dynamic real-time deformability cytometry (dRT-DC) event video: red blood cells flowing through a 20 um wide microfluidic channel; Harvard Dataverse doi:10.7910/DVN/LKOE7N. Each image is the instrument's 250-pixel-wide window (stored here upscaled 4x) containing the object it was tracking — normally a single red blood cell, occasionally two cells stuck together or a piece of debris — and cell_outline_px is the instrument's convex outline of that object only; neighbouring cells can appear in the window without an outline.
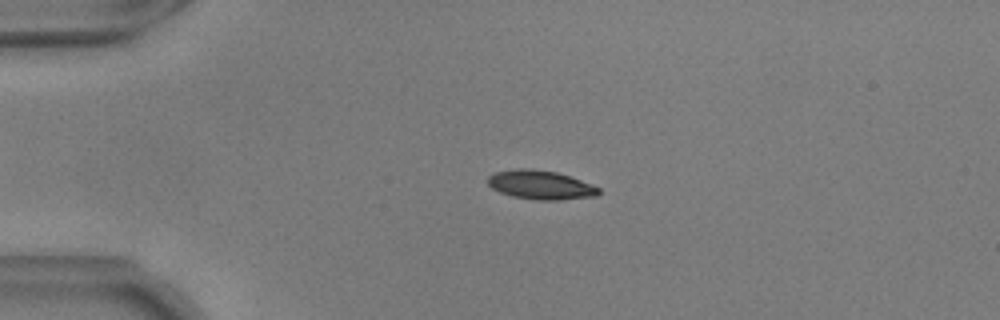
{"species": "common noctule bat (a hibernating species)", "species_latin": "Nyctalus noctula", "temperature_condition": "warm", "stored_images_in_passage": 55, "camera_frame_rate_fps": 3000, "um_per_image_px": 0.085, "animal": {"sex": "male", "body_mass_g": 17.9, "forearm_length_mm": 54.2}, "frame": {"image": 1, "passage_image": 13, "time_ms": 4.0, "image_size_px": [1000, 320], "cell_outline_px": [[600, 192], [596, 196], [560, 200], [536, 200], [512, 196], [500, 192], [492, 188], [488, 184], [488, 176], [496, 172], [520, 168], [524, 168], [556, 172], [592, 184], [600, 188]], "centroid_in_image_um": [45.96, 15.73], "position_along_channel_um": 39.0, "area_um2": 18.55}}
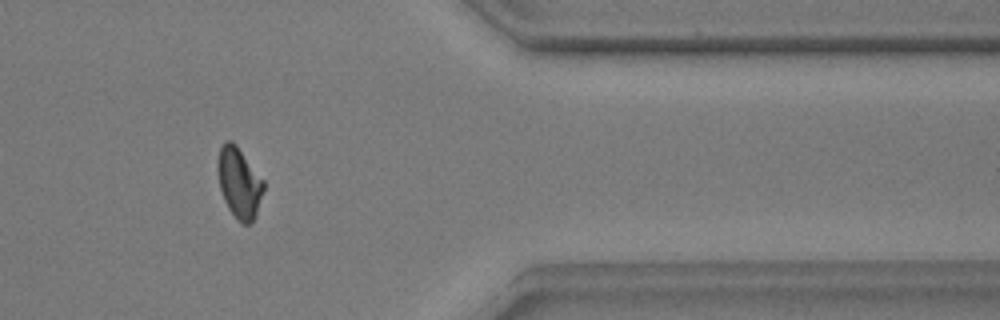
{"frame": {"image": 2, "passage_image": 46, "time_ms": 15.0, "image_size_px": [1000, 320], "cell_outline_px": [[264, 188], [256, 212], [252, 220], [248, 224], [244, 224], [236, 220], [228, 208], [224, 200], [220, 188], [216, 168], [216, 164], [220, 148], [224, 140], [232, 140], [236, 144], [264, 180]], "centroid_in_image_um": [20.3, 15.5], "position_along_channel_um": 391.1, "area_um2": 18.9}}
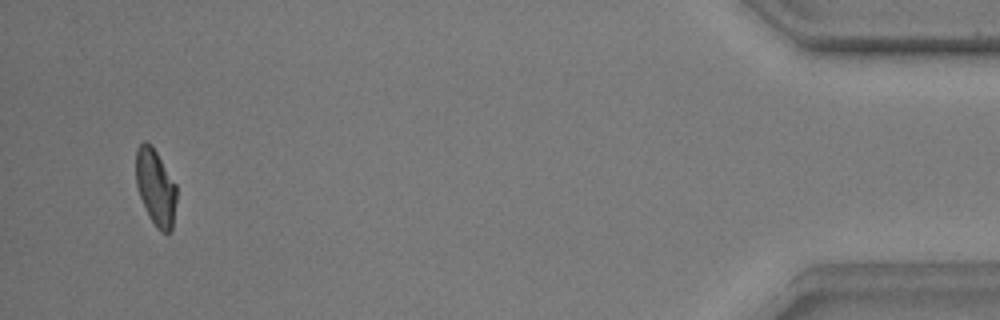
{"frame": {"image": 3, "passage_image": 53, "time_ms": 17.333, "image_size_px": [1000, 320], "cell_outline_px": [[176, 200], [172, 228], [168, 236], [160, 232], [156, 228], [140, 196], [136, 184], [136, 148], [144, 140], [152, 144], [176, 184]], "centroid_in_image_um": [13.23, 15.91], "position_along_channel_um": 422.0, "area_um2": 18.09}, "authors_computed_cell_mechanics": {"area_um2": 18.7272, "velocity_mm_per_s": 3.6857, "shape_relaxation_time_tau1_ms": 5.0031, "shape_relaxation_time_tau2_ms": 2.5599, "deformation_change_tau1": 0.1876, "deformation_change_tau2": 0.0679}}